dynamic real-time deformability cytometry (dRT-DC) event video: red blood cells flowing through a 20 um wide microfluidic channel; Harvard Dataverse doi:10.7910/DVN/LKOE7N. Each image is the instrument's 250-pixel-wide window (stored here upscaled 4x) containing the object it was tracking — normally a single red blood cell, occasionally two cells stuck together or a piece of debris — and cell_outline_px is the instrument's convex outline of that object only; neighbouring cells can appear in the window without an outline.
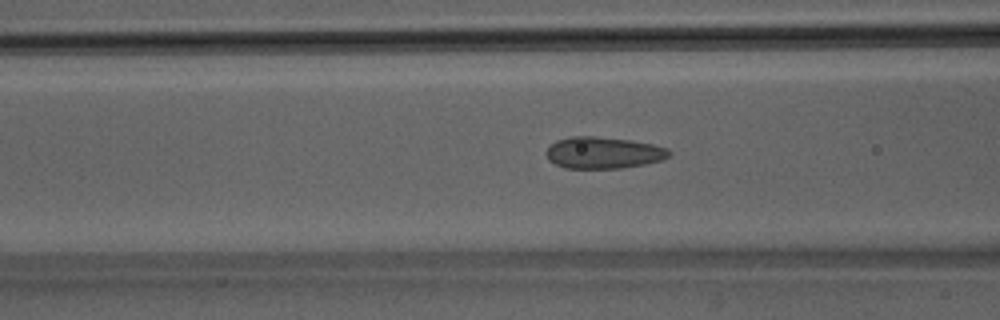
{"species": "Egyptian fruit bat (a non-hibernating species)", "species_latin": "Rousettus aegyptiacus", "temperature_condition": "room temperature", "stored_images_in_passage": 51, "camera_frame_rate_fps": 3000, "um_per_image_px": 0.085, "animal": {"sex": "male"}, "frame": {"image": 1, "passage_image": 21, "time_ms": 6.667, "image_size_px": [1000, 320], "cell_outline_px": [[668, 152], [664, 156], [656, 160], [636, 164], [612, 168], [572, 168], [560, 164], [552, 160], [548, 156], [548, 148], [552, 144], [560, 140], [620, 140], [648, 144], [660, 148]], "centroid_in_image_um": [51.22, 13.04], "position_along_channel_um": 115.4, "area_um2": 19.48}}
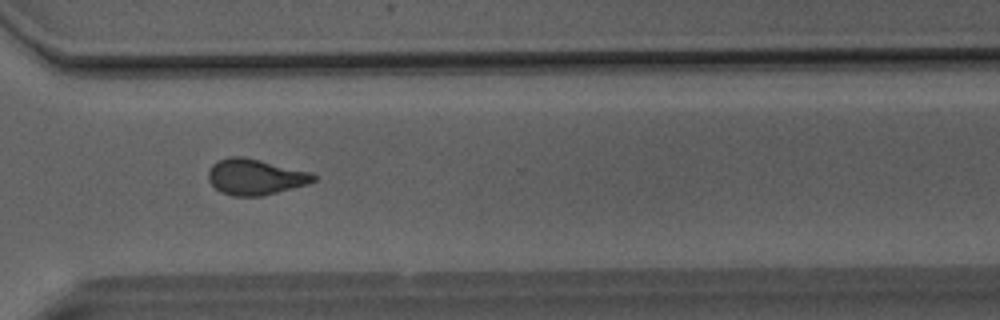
{"frame": {"image": 2, "passage_image": 38, "time_ms": 12.333, "image_size_px": [1000, 320], "cell_outline_px": [[316, 176], [312, 180], [304, 184], [272, 192], [252, 196], [244, 196], [224, 192], [216, 188], [212, 184], [208, 176], [212, 168], [220, 160], [256, 160]], "centroid_in_image_um": [21.63, 15.08], "position_along_channel_um": 349.0, "area_um2": 19.19}}
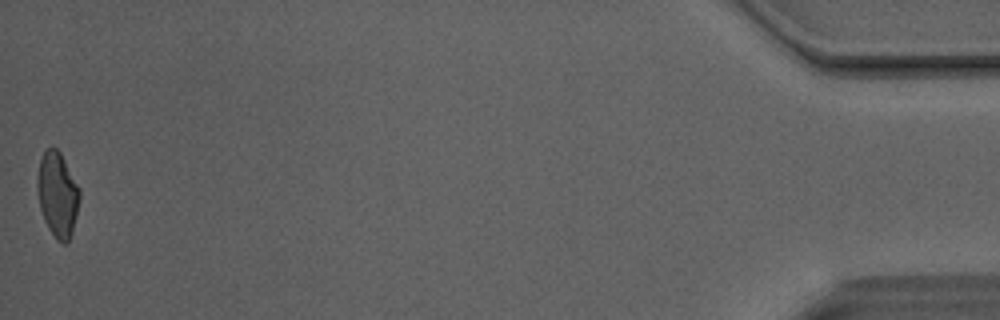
{"frame": {"image": 3, "passage_image": 51, "time_ms": 16.667, "image_size_px": [1000, 320], "cell_outline_px": [[80, 192], [76, 212], [68, 240], [60, 240], [52, 232], [44, 216], [40, 204], [40, 164], [44, 152], [48, 148], [56, 148]], "centroid_in_image_um": [4.91, 16.51], "position_along_channel_um": 430.3, "area_um2": 18.5}, "authors_computed_cell_mechanics": {"area_um2": 19.0162, "velocity_mm_per_s": 4.1221, "shape_relaxation_time_tau1_ms": null, "shape_relaxation_time_tau2_ms": 1.3958, "deformation_change_tau1": null, "deformation_change_tau2": 0.0822}}